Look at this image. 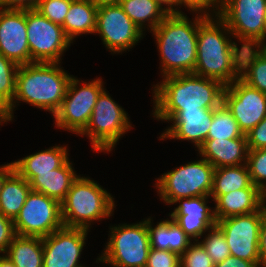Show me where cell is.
Instances as JSON below:
<instances>
[{
	"instance_id": "13",
	"label": "cell",
	"mask_w": 266,
	"mask_h": 267,
	"mask_svg": "<svg viewBox=\"0 0 266 267\" xmlns=\"http://www.w3.org/2000/svg\"><path fill=\"white\" fill-rule=\"evenodd\" d=\"M263 218L264 206L259 211L216 222L226 238L231 256L260 263L259 231Z\"/></svg>"
},
{
	"instance_id": "3",
	"label": "cell",
	"mask_w": 266,
	"mask_h": 267,
	"mask_svg": "<svg viewBox=\"0 0 266 267\" xmlns=\"http://www.w3.org/2000/svg\"><path fill=\"white\" fill-rule=\"evenodd\" d=\"M60 63H31L19 66L14 102L0 115V123L11 121L17 100L54 114L59 110L72 76L58 67Z\"/></svg>"
},
{
	"instance_id": "10",
	"label": "cell",
	"mask_w": 266,
	"mask_h": 267,
	"mask_svg": "<svg viewBox=\"0 0 266 267\" xmlns=\"http://www.w3.org/2000/svg\"><path fill=\"white\" fill-rule=\"evenodd\" d=\"M26 25L30 64L60 63V56L71 44L62 26L35 9L26 10Z\"/></svg>"
},
{
	"instance_id": "22",
	"label": "cell",
	"mask_w": 266,
	"mask_h": 267,
	"mask_svg": "<svg viewBox=\"0 0 266 267\" xmlns=\"http://www.w3.org/2000/svg\"><path fill=\"white\" fill-rule=\"evenodd\" d=\"M67 152L66 146H55L15 161L13 167L19 175L30 182L37 175L50 173L62 167L69 160Z\"/></svg>"
},
{
	"instance_id": "48",
	"label": "cell",
	"mask_w": 266,
	"mask_h": 267,
	"mask_svg": "<svg viewBox=\"0 0 266 267\" xmlns=\"http://www.w3.org/2000/svg\"><path fill=\"white\" fill-rule=\"evenodd\" d=\"M257 47L266 55V43L262 42Z\"/></svg>"
},
{
	"instance_id": "9",
	"label": "cell",
	"mask_w": 266,
	"mask_h": 267,
	"mask_svg": "<svg viewBox=\"0 0 266 267\" xmlns=\"http://www.w3.org/2000/svg\"><path fill=\"white\" fill-rule=\"evenodd\" d=\"M129 128L130 121L124 109L103 90L81 135L89 136L94 151H111Z\"/></svg>"
},
{
	"instance_id": "33",
	"label": "cell",
	"mask_w": 266,
	"mask_h": 267,
	"mask_svg": "<svg viewBox=\"0 0 266 267\" xmlns=\"http://www.w3.org/2000/svg\"><path fill=\"white\" fill-rule=\"evenodd\" d=\"M210 230V234H207L208 236L200 244L204 247L213 263L216 264L230 256V251L222 230L216 224Z\"/></svg>"
},
{
	"instance_id": "14",
	"label": "cell",
	"mask_w": 266,
	"mask_h": 267,
	"mask_svg": "<svg viewBox=\"0 0 266 267\" xmlns=\"http://www.w3.org/2000/svg\"><path fill=\"white\" fill-rule=\"evenodd\" d=\"M223 104L236 119L243 134L248 133L266 116V94L251 87L240 77L225 86Z\"/></svg>"
},
{
	"instance_id": "32",
	"label": "cell",
	"mask_w": 266,
	"mask_h": 267,
	"mask_svg": "<svg viewBox=\"0 0 266 267\" xmlns=\"http://www.w3.org/2000/svg\"><path fill=\"white\" fill-rule=\"evenodd\" d=\"M18 68V64L0 53V115L14 101Z\"/></svg>"
},
{
	"instance_id": "25",
	"label": "cell",
	"mask_w": 266,
	"mask_h": 267,
	"mask_svg": "<svg viewBox=\"0 0 266 267\" xmlns=\"http://www.w3.org/2000/svg\"><path fill=\"white\" fill-rule=\"evenodd\" d=\"M97 9L90 0H74L64 23L61 25L66 36L72 41L81 33H95Z\"/></svg>"
},
{
	"instance_id": "11",
	"label": "cell",
	"mask_w": 266,
	"mask_h": 267,
	"mask_svg": "<svg viewBox=\"0 0 266 267\" xmlns=\"http://www.w3.org/2000/svg\"><path fill=\"white\" fill-rule=\"evenodd\" d=\"M79 80L71 77L65 97L54 114L57 127L81 134L90 121L98 96L104 90L101 79L85 83L77 88Z\"/></svg>"
},
{
	"instance_id": "42",
	"label": "cell",
	"mask_w": 266,
	"mask_h": 267,
	"mask_svg": "<svg viewBox=\"0 0 266 267\" xmlns=\"http://www.w3.org/2000/svg\"><path fill=\"white\" fill-rule=\"evenodd\" d=\"M261 263H253L235 256H228L224 261L214 264V267H260Z\"/></svg>"
},
{
	"instance_id": "40",
	"label": "cell",
	"mask_w": 266,
	"mask_h": 267,
	"mask_svg": "<svg viewBox=\"0 0 266 267\" xmlns=\"http://www.w3.org/2000/svg\"><path fill=\"white\" fill-rule=\"evenodd\" d=\"M182 4H184L192 11H200V13L204 12L203 14L206 16H211L209 13H206V9L212 6L215 7V9L217 7L216 10H218V12L215 11V15L218 16L221 10V8H219V5L222 6V0H180V5Z\"/></svg>"
},
{
	"instance_id": "47",
	"label": "cell",
	"mask_w": 266,
	"mask_h": 267,
	"mask_svg": "<svg viewBox=\"0 0 266 267\" xmlns=\"http://www.w3.org/2000/svg\"><path fill=\"white\" fill-rule=\"evenodd\" d=\"M0 267H17L9 258L6 256H0Z\"/></svg>"
},
{
	"instance_id": "21",
	"label": "cell",
	"mask_w": 266,
	"mask_h": 267,
	"mask_svg": "<svg viewBox=\"0 0 266 267\" xmlns=\"http://www.w3.org/2000/svg\"><path fill=\"white\" fill-rule=\"evenodd\" d=\"M266 202L265 193L259 188H244L220 195L213 210L216 221L259 211Z\"/></svg>"
},
{
	"instance_id": "24",
	"label": "cell",
	"mask_w": 266,
	"mask_h": 267,
	"mask_svg": "<svg viewBox=\"0 0 266 267\" xmlns=\"http://www.w3.org/2000/svg\"><path fill=\"white\" fill-rule=\"evenodd\" d=\"M77 178L68 160L62 167L50 173L35 176L29 184L32 191L43 193L61 203Z\"/></svg>"
},
{
	"instance_id": "46",
	"label": "cell",
	"mask_w": 266,
	"mask_h": 267,
	"mask_svg": "<svg viewBox=\"0 0 266 267\" xmlns=\"http://www.w3.org/2000/svg\"><path fill=\"white\" fill-rule=\"evenodd\" d=\"M96 7L119 4L120 0H90Z\"/></svg>"
},
{
	"instance_id": "1",
	"label": "cell",
	"mask_w": 266,
	"mask_h": 267,
	"mask_svg": "<svg viewBox=\"0 0 266 267\" xmlns=\"http://www.w3.org/2000/svg\"><path fill=\"white\" fill-rule=\"evenodd\" d=\"M225 85L217 80L191 74L164 77L154 87V116L170 120L179 110L215 109L223 103Z\"/></svg>"
},
{
	"instance_id": "17",
	"label": "cell",
	"mask_w": 266,
	"mask_h": 267,
	"mask_svg": "<svg viewBox=\"0 0 266 267\" xmlns=\"http://www.w3.org/2000/svg\"><path fill=\"white\" fill-rule=\"evenodd\" d=\"M0 53L19 66L30 64L26 10L0 9Z\"/></svg>"
},
{
	"instance_id": "20",
	"label": "cell",
	"mask_w": 266,
	"mask_h": 267,
	"mask_svg": "<svg viewBox=\"0 0 266 267\" xmlns=\"http://www.w3.org/2000/svg\"><path fill=\"white\" fill-rule=\"evenodd\" d=\"M205 160L215 168L247 163L248 145L246 134L234 139H207L198 148Z\"/></svg>"
},
{
	"instance_id": "7",
	"label": "cell",
	"mask_w": 266,
	"mask_h": 267,
	"mask_svg": "<svg viewBox=\"0 0 266 267\" xmlns=\"http://www.w3.org/2000/svg\"><path fill=\"white\" fill-rule=\"evenodd\" d=\"M110 229L112 234L98 260L113 267H145L150 250L147 220Z\"/></svg>"
},
{
	"instance_id": "49",
	"label": "cell",
	"mask_w": 266,
	"mask_h": 267,
	"mask_svg": "<svg viewBox=\"0 0 266 267\" xmlns=\"http://www.w3.org/2000/svg\"><path fill=\"white\" fill-rule=\"evenodd\" d=\"M265 40H266V14H265Z\"/></svg>"
},
{
	"instance_id": "45",
	"label": "cell",
	"mask_w": 266,
	"mask_h": 267,
	"mask_svg": "<svg viewBox=\"0 0 266 267\" xmlns=\"http://www.w3.org/2000/svg\"><path fill=\"white\" fill-rule=\"evenodd\" d=\"M14 170L13 162L0 167V192L6 177Z\"/></svg>"
},
{
	"instance_id": "27",
	"label": "cell",
	"mask_w": 266,
	"mask_h": 267,
	"mask_svg": "<svg viewBox=\"0 0 266 267\" xmlns=\"http://www.w3.org/2000/svg\"><path fill=\"white\" fill-rule=\"evenodd\" d=\"M244 188H258L252 184L246 164L215 168L210 197L215 201L220 195Z\"/></svg>"
},
{
	"instance_id": "41",
	"label": "cell",
	"mask_w": 266,
	"mask_h": 267,
	"mask_svg": "<svg viewBox=\"0 0 266 267\" xmlns=\"http://www.w3.org/2000/svg\"><path fill=\"white\" fill-rule=\"evenodd\" d=\"M41 0H0V9H35ZM2 7V8H1Z\"/></svg>"
},
{
	"instance_id": "5",
	"label": "cell",
	"mask_w": 266,
	"mask_h": 267,
	"mask_svg": "<svg viewBox=\"0 0 266 267\" xmlns=\"http://www.w3.org/2000/svg\"><path fill=\"white\" fill-rule=\"evenodd\" d=\"M114 206L111 194L97 182L78 176L61 202L63 224L89 230L91 221L110 217Z\"/></svg>"
},
{
	"instance_id": "38",
	"label": "cell",
	"mask_w": 266,
	"mask_h": 267,
	"mask_svg": "<svg viewBox=\"0 0 266 267\" xmlns=\"http://www.w3.org/2000/svg\"><path fill=\"white\" fill-rule=\"evenodd\" d=\"M248 150L266 148V116L264 119L246 133Z\"/></svg>"
},
{
	"instance_id": "16",
	"label": "cell",
	"mask_w": 266,
	"mask_h": 267,
	"mask_svg": "<svg viewBox=\"0 0 266 267\" xmlns=\"http://www.w3.org/2000/svg\"><path fill=\"white\" fill-rule=\"evenodd\" d=\"M87 229L62 226L42 238L43 267H83L79 258Z\"/></svg>"
},
{
	"instance_id": "36",
	"label": "cell",
	"mask_w": 266,
	"mask_h": 267,
	"mask_svg": "<svg viewBox=\"0 0 266 267\" xmlns=\"http://www.w3.org/2000/svg\"><path fill=\"white\" fill-rule=\"evenodd\" d=\"M180 266L214 267V263L200 242H197L190 244L187 250L180 256Z\"/></svg>"
},
{
	"instance_id": "29",
	"label": "cell",
	"mask_w": 266,
	"mask_h": 267,
	"mask_svg": "<svg viewBox=\"0 0 266 267\" xmlns=\"http://www.w3.org/2000/svg\"><path fill=\"white\" fill-rule=\"evenodd\" d=\"M243 47L240 54V78L266 94V55L257 47Z\"/></svg>"
},
{
	"instance_id": "35",
	"label": "cell",
	"mask_w": 266,
	"mask_h": 267,
	"mask_svg": "<svg viewBox=\"0 0 266 267\" xmlns=\"http://www.w3.org/2000/svg\"><path fill=\"white\" fill-rule=\"evenodd\" d=\"M73 1L74 0H41L35 10L53 23L62 25Z\"/></svg>"
},
{
	"instance_id": "44",
	"label": "cell",
	"mask_w": 266,
	"mask_h": 267,
	"mask_svg": "<svg viewBox=\"0 0 266 267\" xmlns=\"http://www.w3.org/2000/svg\"><path fill=\"white\" fill-rule=\"evenodd\" d=\"M157 2L159 3V5L162 7L163 4H166V6L168 5L167 8H165V11L168 14H181V11L176 10V8L174 9L172 7L173 6H180V0H157Z\"/></svg>"
},
{
	"instance_id": "4",
	"label": "cell",
	"mask_w": 266,
	"mask_h": 267,
	"mask_svg": "<svg viewBox=\"0 0 266 267\" xmlns=\"http://www.w3.org/2000/svg\"><path fill=\"white\" fill-rule=\"evenodd\" d=\"M206 17L201 14L192 23L182 13L168 14L153 30L161 54L164 77L194 73L198 27Z\"/></svg>"
},
{
	"instance_id": "12",
	"label": "cell",
	"mask_w": 266,
	"mask_h": 267,
	"mask_svg": "<svg viewBox=\"0 0 266 267\" xmlns=\"http://www.w3.org/2000/svg\"><path fill=\"white\" fill-rule=\"evenodd\" d=\"M13 223L16 235L42 238L48 236L64 226L61 203L31 190Z\"/></svg>"
},
{
	"instance_id": "26",
	"label": "cell",
	"mask_w": 266,
	"mask_h": 267,
	"mask_svg": "<svg viewBox=\"0 0 266 267\" xmlns=\"http://www.w3.org/2000/svg\"><path fill=\"white\" fill-rule=\"evenodd\" d=\"M28 181L13 170L3 182L0 192V212L15 220L31 191Z\"/></svg>"
},
{
	"instance_id": "39",
	"label": "cell",
	"mask_w": 266,
	"mask_h": 267,
	"mask_svg": "<svg viewBox=\"0 0 266 267\" xmlns=\"http://www.w3.org/2000/svg\"><path fill=\"white\" fill-rule=\"evenodd\" d=\"M16 236L13 220L0 212V252L6 253L8 246Z\"/></svg>"
},
{
	"instance_id": "6",
	"label": "cell",
	"mask_w": 266,
	"mask_h": 267,
	"mask_svg": "<svg viewBox=\"0 0 266 267\" xmlns=\"http://www.w3.org/2000/svg\"><path fill=\"white\" fill-rule=\"evenodd\" d=\"M214 170L215 167L202 158L164 173L158 179L156 187L161 198L168 204H174L182 198L210 196Z\"/></svg>"
},
{
	"instance_id": "34",
	"label": "cell",
	"mask_w": 266,
	"mask_h": 267,
	"mask_svg": "<svg viewBox=\"0 0 266 267\" xmlns=\"http://www.w3.org/2000/svg\"><path fill=\"white\" fill-rule=\"evenodd\" d=\"M246 165L252 184L266 194V148L248 150Z\"/></svg>"
},
{
	"instance_id": "28",
	"label": "cell",
	"mask_w": 266,
	"mask_h": 267,
	"mask_svg": "<svg viewBox=\"0 0 266 267\" xmlns=\"http://www.w3.org/2000/svg\"><path fill=\"white\" fill-rule=\"evenodd\" d=\"M5 254L17 267H43L42 237L16 235Z\"/></svg>"
},
{
	"instance_id": "23",
	"label": "cell",
	"mask_w": 266,
	"mask_h": 267,
	"mask_svg": "<svg viewBox=\"0 0 266 267\" xmlns=\"http://www.w3.org/2000/svg\"><path fill=\"white\" fill-rule=\"evenodd\" d=\"M147 230L150 248L169 250L181 256L191 244V239L173 219L161 221L153 228L148 218Z\"/></svg>"
},
{
	"instance_id": "30",
	"label": "cell",
	"mask_w": 266,
	"mask_h": 267,
	"mask_svg": "<svg viewBox=\"0 0 266 267\" xmlns=\"http://www.w3.org/2000/svg\"><path fill=\"white\" fill-rule=\"evenodd\" d=\"M119 5L141 31L145 21L153 31L168 15L157 0H120Z\"/></svg>"
},
{
	"instance_id": "43",
	"label": "cell",
	"mask_w": 266,
	"mask_h": 267,
	"mask_svg": "<svg viewBox=\"0 0 266 267\" xmlns=\"http://www.w3.org/2000/svg\"><path fill=\"white\" fill-rule=\"evenodd\" d=\"M259 254L262 267H266V205H264V218L259 231Z\"/></svg>"
},
{
	"instance_id": "18",
	"label": "cell",
	"mask_w": 266,
	"mask_h": 267,
	"mask_svg": "<svg viewBox=\"0 0 266 267\" xmlns=\"http://www.w3.org/2000/svg\"><path fill=\"white\" fill-rule=\"evenodd\" d=\"M210 196H196L182 198L174 203L180 202L178 207L170 214V218L177 223L191 239L198 241L207 230L216 224L214 211L206 206V200ZM182 200H185L182 202ZM212 211V212H211Z\"/></svg>"
},
{
	"instance_id": "8",
	"label": "cell",
	"mask_w": 266,
	"mask_h": 267,
	"mask_svg": "<svg viewBox=\"0 0 266 267\" xmlns=\"http://www.w3.org/2000/svg\"><path fill=\"white\" fill-rule=\"evenodd\" d=\"M219 17L243 47L265 42L266 0H222Z\"/></svg>"
},
{
	"instance_id": "37",
	"label": "cell",
	"mask_w": 266,
	"mask_h": 267,
	"mask_svg": "<svg viewBox=\"0 0 266 267\" xmlns=\"http://www.w3.org/2000/svg\"><path fill=\"white\" fill-rule=\"evenodd\" d=\"M145 267H180V256L169 250L150 248Z\"/></svg>"
},
{
	"instance_id": "2",
	"label": "cell",
	"mask_w": 266,
	"mask_h": 267,
	"mask_svg": "<svg viewBox=\"0 0 266 267\" xmlns=\"http://www.w3.org/2000/svg\"><path fill=\"white\" fill-rule=\"evenodd\" d=\"M217 17L216 23L211 19L212 16H207L199 24L197 59L193 74L217 80L227 86L240 77L242 48L239 49L234 41L226 38L222 30L230 35L231 32L225 22Z\"/></svg>"
},
{
	"instance_id": "15",
	"label": "cell",
	"mask_w": 266,
	"mask_h": 267,
	"mask_svg": "<svg viewBox=\"0 0 266 267\" xmlns=\"http://www.w3.org/2000/svg\"><path fill=\"white\" fill-rule=\"evenodd\" d=\"M96 32L101 36L105 47L114 53L133 47L143 35V31L126 15L119 4L98 7Z\"/></svg>"
},
{
	"instance_id": "19",
	"label": "cell",
	"mask_w": 266,
	"mask_h": 267,
	"mask_svg": "<svg viewBox=\"0 0 266 267\" xmlns=\"http://www.w3.org/2000/svg\"><path fill=\"white\" fill-rule=\"evenodd\" d=\"M214 109L198 108L179 110L169 121L173 125L166 129L160 139L176 138L191 140L199 148L207 140Z\"/></svg>"
},
{
	"instance_id": "31",
	"label": "cell",
	"mask_w": 266,
	"mask_h": 267,
	"mask_svg": "<svg viewBox=\"0 0 266 267\" xmlns=\"http://www.w3.org/2000/svg\"><path fill=\"white\" fill-rule=\"evenodd\" d=\"M243 135L238 122L223 103L214 109L207 139H234Z\"/></svg>"
}]
</instances>
